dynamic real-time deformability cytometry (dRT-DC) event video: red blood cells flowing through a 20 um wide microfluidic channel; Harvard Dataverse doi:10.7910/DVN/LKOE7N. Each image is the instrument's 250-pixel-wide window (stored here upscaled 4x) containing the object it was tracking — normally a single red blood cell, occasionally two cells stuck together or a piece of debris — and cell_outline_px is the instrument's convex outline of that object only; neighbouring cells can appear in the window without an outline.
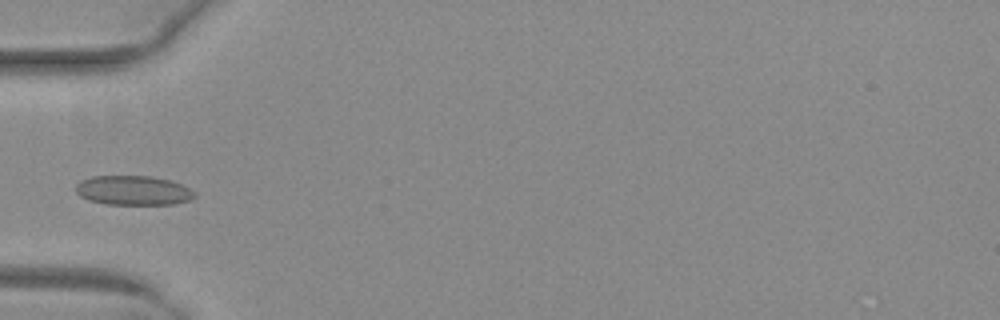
{"species": "common noctule bat (a hibernating species)", "species_latin": "Nyctalus noctula", "temperature_condition": "warm", "stored_images_in_passage": 35, "camera_frame_rate_fps": 3000, "um_per_image_px": 0.085, "animal": {"sex": "female", "body_mass_g": 29.2, "forearm_length_mm": 56.3}, "frame": {"image": 1, "passage_image": 1, "time_ms": 0.0, "image_size_px": [1000, 320], "cell_outline_px": [[196, 196], [192, 200], [176, 204], [104, 204], [88, 200], [80, 196], [76, 192], [76, 184], [80, 180], [92, 176], [152, 176], [168, 180], [180, 184], [196, 192]], "centroid_in_image_um": [11.32, 16.19], "position_along_channel_um": 73.7, "area_um2": 20.52}}
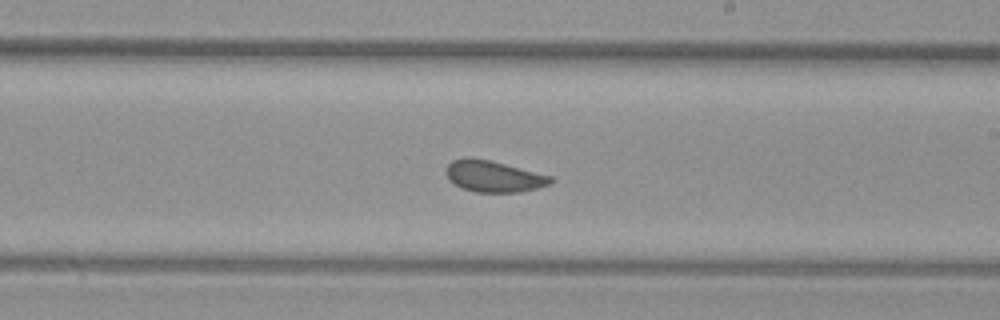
{"frame": {"image": 2, "passage_image": 14, "time_ms": 4.333, "image_size_px": [1000, 320], "cell_outline_px": [[556, 180], [548, 184], [536, 188], [520, 192], [476, 192], [464, 188], [448, 180], [444, 172], [444, 168], [452, 160], [468, 156], [492, 160], [552, 176]], "centroid_in_image_um": [41.93, 14.96], "position_along_channel_um": 247.1, "area_um2": 19.36}}
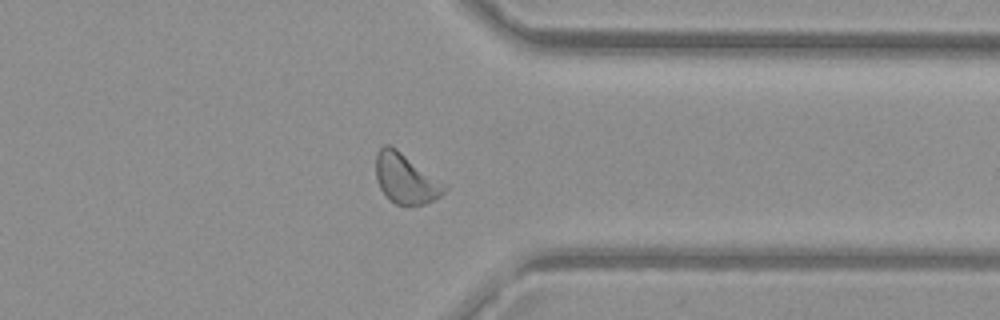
{"frame": {"image": 3, "passage_image": 24, "time_ms": 7.667, "image_size_px": [1000, 320], "cell_outline_px": [[448, 188], [440, 196], [424, 204], [396, 204], [380, 188], [376, 180], [376, 152], [384, 144], [388, 144], [396, 148], [448, 184]], "centroid_in_image_um": [34.51, 15.14], "position_along_channel_um": 376.9, "area_um2": 19.94}, "authors_computed_cell_mechanics": {"area_um2": 19.7098, "velocity_mm_per_s": 3.9925, "shape_relaxation_time_tau1_ms": 5.6298, "shape_relaxation_time_tau2_ms": null, "deformation_change_tau1": 0.1061, "deformation_change_tau2": null}}